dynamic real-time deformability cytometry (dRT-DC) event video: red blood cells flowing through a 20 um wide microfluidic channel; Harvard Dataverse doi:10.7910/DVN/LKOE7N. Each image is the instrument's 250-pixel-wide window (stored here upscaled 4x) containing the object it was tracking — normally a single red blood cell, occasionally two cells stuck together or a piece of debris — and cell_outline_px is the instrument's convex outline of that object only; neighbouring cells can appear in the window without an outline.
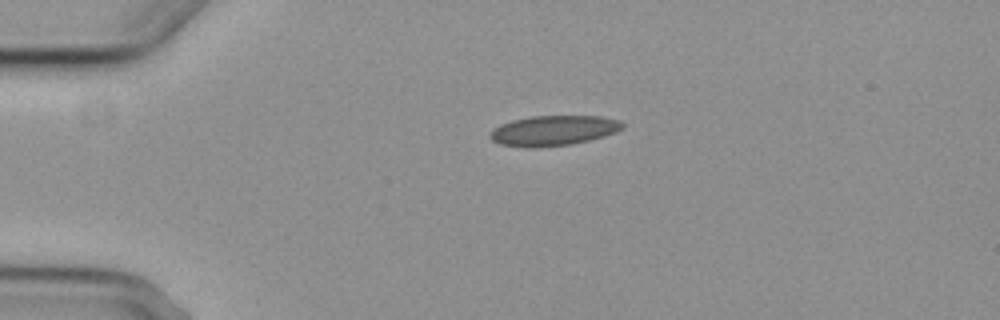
{"species": "common noctule bat (a hibernating species)", "species_latin": "Nyctalus noctula", "temperature_condition": "cold", "stored_images_in_passage": 2, "camera_frame_rate_fps": 3000, "um_per_image_px": 0.085, "animal": {"sex": "female", "body_mass_g": 29.2, "forearm_length_mm": 56.3}, "frame": {"image": 1, "passage_image": 1, "time_ms": 0.0, "image_size_px": [1000, 320], "cell_outline_px": [[624, 128], [616, 132], [604, 136], [572, 144], [536, 148], [524, 148], [500, 144], [492, 140], [488, 136], [500, 124], [512, 120], [532, 116], [604, 116], [620, 120], [624, 124]], "centroid_in_image_um": [47.06, 11.1], "position_along_channel_um": 37.9, "area_um2": 23.41}}